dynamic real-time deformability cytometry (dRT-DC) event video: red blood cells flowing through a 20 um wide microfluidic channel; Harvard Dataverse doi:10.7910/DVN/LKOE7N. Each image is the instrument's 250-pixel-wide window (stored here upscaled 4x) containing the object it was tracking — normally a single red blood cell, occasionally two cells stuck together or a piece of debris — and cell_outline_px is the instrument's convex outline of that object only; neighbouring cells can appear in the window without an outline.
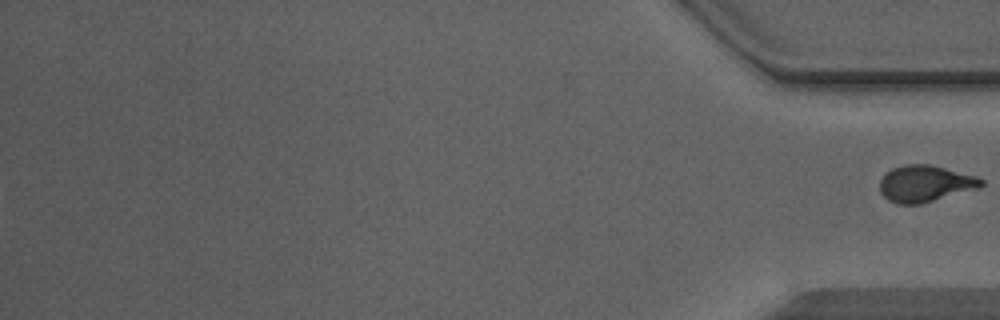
{"species": "Egyptian fruit bat (a non-hibernating species)", "species_latin": "Rousettus aegyptiacus", "temperature_condition": "warm", "stored_images_in_passage": 40, "segment_of_instrument_passage": [2, 2], "camera_frame_rate_fps": 3000, "um_per_image_px": 0.085, "animal": {"sex": "male"}, "frame": {"image": 1, "passage_image": 40, "time_ms": 13.0, "image_size_px": [1000, 320], "cell_outline_px": [[984, 184], [976, 188], [920, 204], [896, 204], [888, 200], [880, 192], [880, 180], [892, 168], [904, 164], [928, 164], [976, 176], [984, 180]], "centroid_in_image_um": [78.6, 15.6], "position_along_channel_um": 356.6, "area_um2": 21.27}}